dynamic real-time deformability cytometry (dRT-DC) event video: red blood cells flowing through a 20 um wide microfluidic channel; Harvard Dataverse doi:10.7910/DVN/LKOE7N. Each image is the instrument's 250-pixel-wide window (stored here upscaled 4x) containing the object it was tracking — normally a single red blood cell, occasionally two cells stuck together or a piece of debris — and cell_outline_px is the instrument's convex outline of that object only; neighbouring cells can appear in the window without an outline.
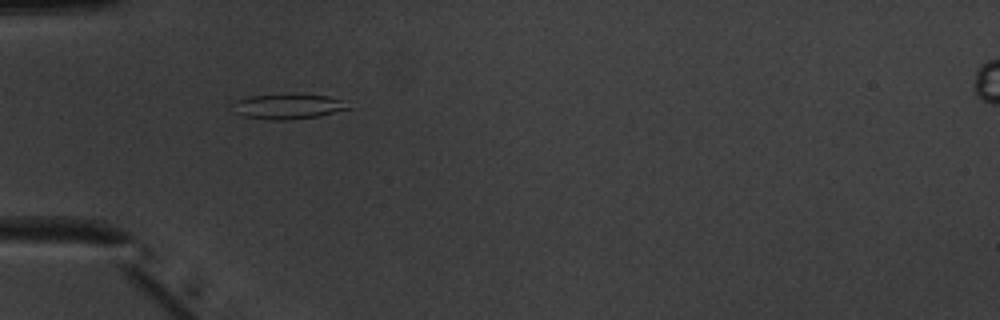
{"species": "common noctule bat (a hibernating species)", "species_latin": "Nyctalus noctula", "temperature_condition": "warm", "stored_images_in_passage": 49, "camera_frame_rate_fps": 3000, "um_per_image_px": 0.085, "animal": {"sex": "male", "body_mass_g": 20.1, "forearm_length_mm": 53.5}, "frame": {"image": 1, "passage_image": 14, "time_ms": 4.333, "image_size_px": [1000, 320], "cell_outline_px": [[352, 108], [320, 116], [288, 120], [268, 120], [244, 116], [236, 112], [232, 104], [236, 100], [248, 96], [288, 92], [300, 92], [328, 96], [340, 100]], "centroid_in_image_um": [24.48, 9.01], "position_along_channel_um": 60.5, "area_um2": 17.57}}
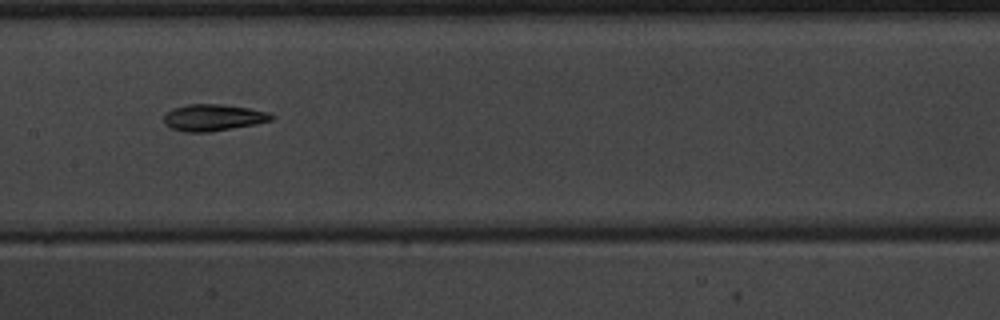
{"frame": {"image": 2, "passage_image": 24, "time_ms": 7.667, "image_size_px": [1000, 320], "cell_outline_px": [[276, 116], [272, 120], [256, 124], [208, 132], [184, 132], [168, 128], [164, 124], [164, 116], [168, 112], [176, 108], [188, 104], [220, 104], [248, 108], [268, 112]], "centroid_in_image_um": [18.12, 10.0], "position_along_channel_um": 189.3, "area_um2": 16.65}}
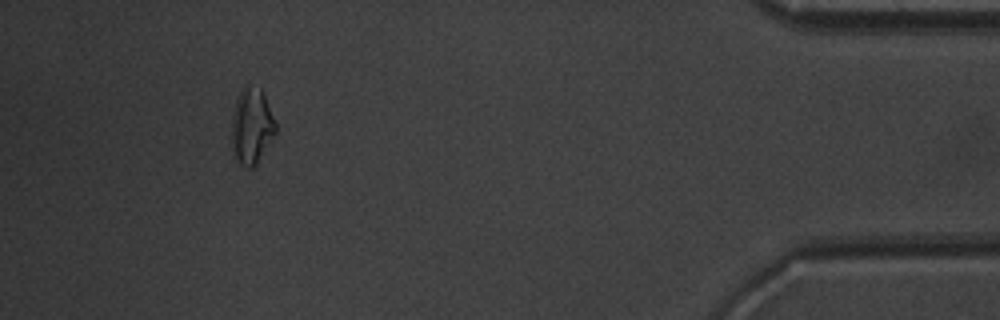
{"frame": {"image": 3, "passage_image": 45, "time_ms": 14.667, "image_size_px": [1000, 320], "cell_outline_px": [[276, 132], [256, 164], [252, 168], [248, 168], [240, 164], [236, 160], [232, 148], [232, 112], [236, 100], [244, 84], [248, 84], [260, 88], [264, 96], [276, 124]], "centroid_in_image_um": [21.37, 10.71], "position_along_channel_um": 413.8, "area_um2": 19.31}, "authors_computed_cell_mechanics": {"area_um2": 16.9354, "velocity_mm_per_s": 3.9969, "shape_relaxation_time_tau1_ms": 3.9749, "shape_relaxation_time_tau2_ms": 3.8279, "deformation_change_tau1": 0.1392, "deformation_change_tau2": 0.1188}}